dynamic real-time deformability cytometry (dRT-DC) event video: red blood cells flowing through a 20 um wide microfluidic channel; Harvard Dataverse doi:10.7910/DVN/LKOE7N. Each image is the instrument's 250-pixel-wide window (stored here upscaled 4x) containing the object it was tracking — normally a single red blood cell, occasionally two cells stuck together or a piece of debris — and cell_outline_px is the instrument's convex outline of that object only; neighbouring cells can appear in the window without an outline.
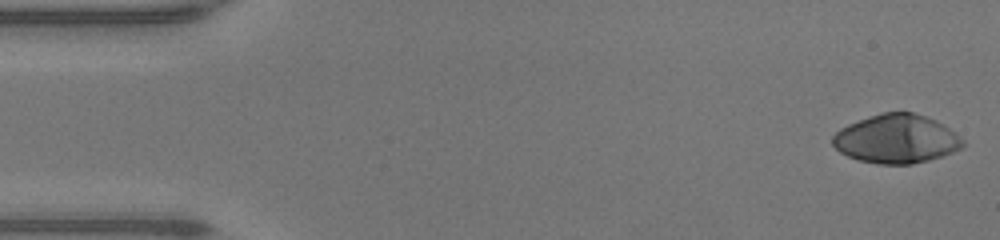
{"species": "human", "species_latin": "Homo sapiens", "temperature_condition": "warm", "stored_images_in_passage": 47, "camera_frame_rate_fps": 3000, "um_per_image_px": 0.085, "donor": {"sex": "male"}, "frame": {"image": 1, "passage_image": 1, "time_ms": 0.0, "image_size_px": [1000, 240], "cell_outline_px": [[964, 144], [960, 148], [952, 152], [940, 156], [908, 164], [880, 164], [860, 160], [848, 156], [840, 152], [832, 144], [832, 136], [836, 132], [848, 124], [884, 112], [912, 112], [924, 116], [940, 124], [952, 132]], "centroid_in_image_um": [76.11, 11.81], "position_along_channel_um": 8.9, "area_um2": 35.84}}
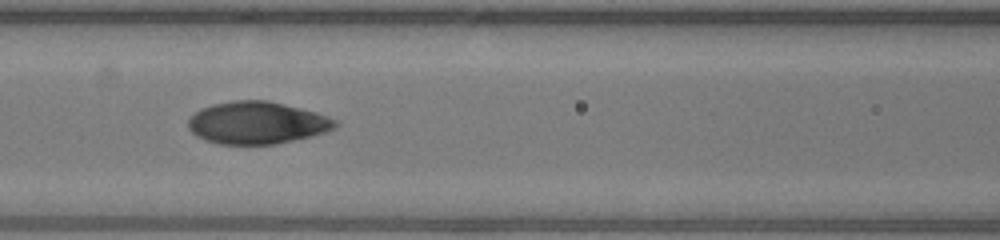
{"frame": {"image": 2, "passage_image": 20, "time_ms": 6.333, "image_size_px": [1000, 240], "cell_outline_px": [[336, 124], [332, 128], [324, 132], [308, 136], [272, 144], [220, 144], [208, 140], [192, 132], [188, 128], [188, 120], [196, 112], [204, 108], [216, 104], [236, 100], [264, 100], [312, 112], [336, 120]], "centroid_in_image_um": [21.79, 10.44], "position_along_channel_um": 144.8, "area_um2": 34.85}}
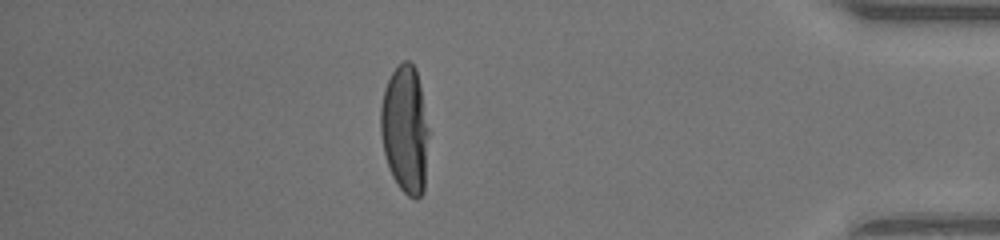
{"frame": {"image": 3, "passage_image": 41, "time_ms": 13.333, "image_size_px": [1000, 240], "cell_outline_px": [[428, 132], [424, 192], [416, 200], [408, 196], [400, 188], [392, 176], [384, 152], [380, 132], [380, 108], [384, 88], [392, 72], [404, 60], [408, 60], [416, 68], [428, 128]], "centroid_in_image_um": [34.42, 11.02], "position_along_channel_um": 400.8, "area_um2": 35.55}, "authors_computed_cell_mechanics": {"area_um2": 35.7782, "velocity_mm_per_s": 4.3215, "shape_relaxation_time_tau1_ms": 4.4456, "shape_relaxation_time_tau2_ms": null, "deformation_change_tau1": 0.2947, "deformation_change_tau2": null}}